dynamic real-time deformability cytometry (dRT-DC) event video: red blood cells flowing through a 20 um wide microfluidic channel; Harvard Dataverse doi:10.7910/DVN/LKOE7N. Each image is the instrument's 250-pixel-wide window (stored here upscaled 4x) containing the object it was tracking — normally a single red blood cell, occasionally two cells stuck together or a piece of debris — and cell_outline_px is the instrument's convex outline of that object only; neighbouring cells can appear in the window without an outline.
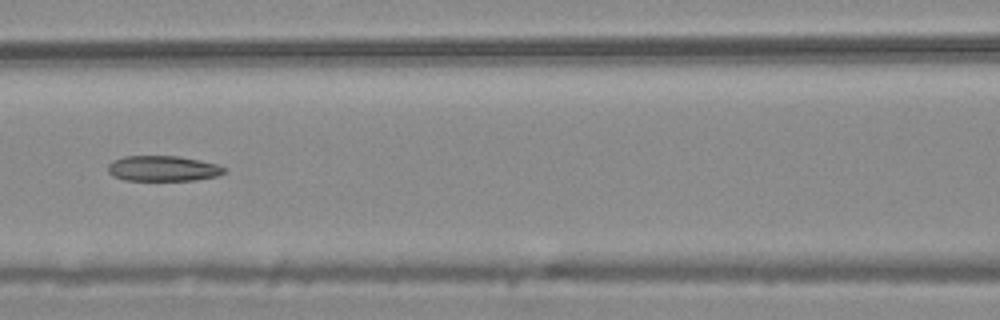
{"species": "common noctule bat (a hibernating species)", "species_latin": "Nyctalus noctula", "temperature_condition": "warm", "stored_images_in_passage": 8, "camera_frame_rate_fps": 3000, "um_per_image_px": 0.085, "animal": {"sex": "male", "body_mass_g": 20.4}, "frame": {"image": 1, "passage_image": 6, "time_ms": 1.667, "image_size_px": [1000, 320], "cell_outline_px": [[228, 172], [216, 176], [196, 180], [124, 180], [112, 176], [108, 172], [108, 164], [112, 160], [124, 156], [176, 156], [200, 160], [216, 164], [228, 168]], "centroid_in_image_um": [13.86, 14.32], "position_along_channel_um": 152.7, "area_um2": 17.4}}
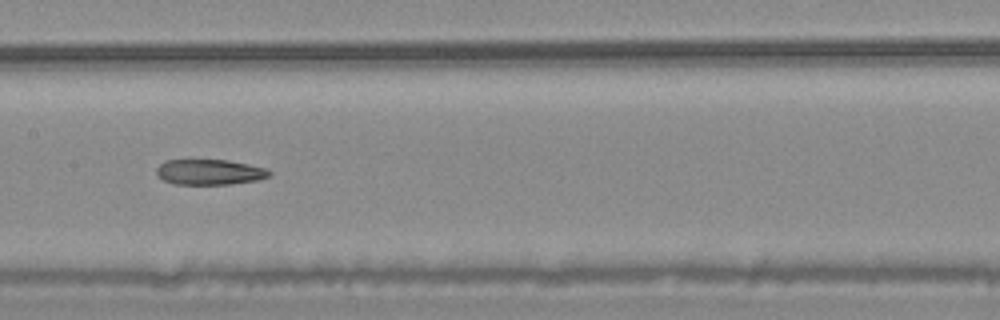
{"frame": {"image": 2, "passage_image": 7, "time_ms": 2.0, "image_size_px": [1000, 320], "cell_outline_px": [[272, 172], [268, 176], [256, 180], [232, 184], [176, 184], [164, 180], [156, 172], [156, 168], [164, 160], [228, 160], [268, 168]], "centroid_in_image_um": [17.83, 14.62], "position_along_channel_um": 189.6, "area_um2": 16.65}}
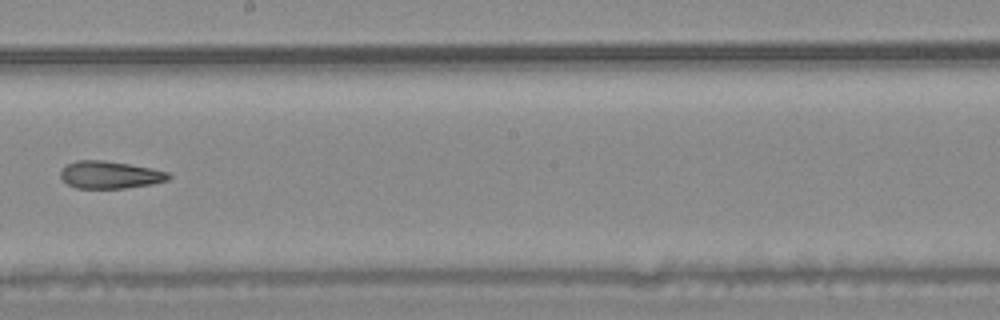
{"frame": {"image": 3, "passage_image": 8, "time_ms": 2.333, "image_size_px": [1000, 320], "cell_outline_px": [[172, 176], [168, 180], [152, 184], [124, 188], [76, 188], [68, 184], [60, 176], [60, 172], [68, 164], [76, 160], [100, 160], [128, 164], [152, 168], [168, 172]], "centroid_in_image_um": [9.37, 14.86], "position_along_channel_um": 238.8, "area_um2": 17.11}}